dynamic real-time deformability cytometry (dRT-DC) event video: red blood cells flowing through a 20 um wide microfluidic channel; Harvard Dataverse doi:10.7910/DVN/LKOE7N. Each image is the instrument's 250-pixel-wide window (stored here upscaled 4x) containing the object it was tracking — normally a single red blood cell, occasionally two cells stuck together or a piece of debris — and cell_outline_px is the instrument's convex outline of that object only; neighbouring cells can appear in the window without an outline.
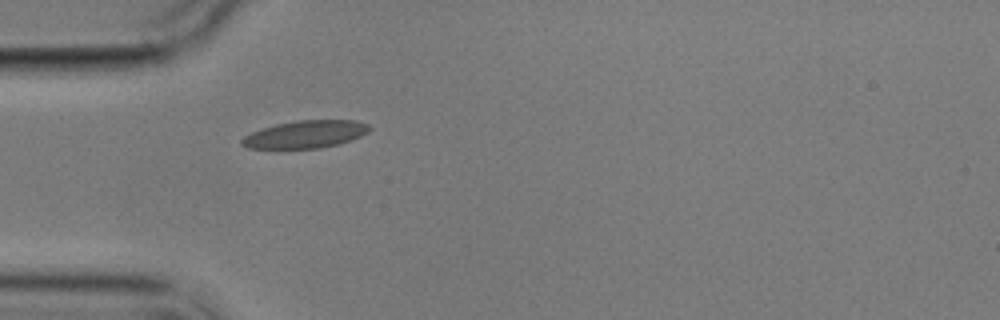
{"species": "common noctule bat (a hibernating species)", "species_latin": "Nyctalus noctula", "temperature_condition": "cold", "stored_images_in_passage": 2, "camera_frame_rate_fps": 3000, "um_per_image_px": 0.085, "animal": {"sex": "male", "body_mass_g": 17.9}, "frame": {"image": 1, "passage_image": 2, "time_ms": 2.0, "image_size_px": [1000, 320], "cell_outline_px": [[372, 128], [368, 132], [352, 140], [340, 144], [320, 148], [248, 148], [240, 144], [240, 140], [244, 136], [252, 132], [276, 124], [296, 120], [356, 120], [368, 124]], "centroid_in_image_um": [25.99, 11.41], "position_along_channel_um": 59.0, "area_um2": 20.52}}